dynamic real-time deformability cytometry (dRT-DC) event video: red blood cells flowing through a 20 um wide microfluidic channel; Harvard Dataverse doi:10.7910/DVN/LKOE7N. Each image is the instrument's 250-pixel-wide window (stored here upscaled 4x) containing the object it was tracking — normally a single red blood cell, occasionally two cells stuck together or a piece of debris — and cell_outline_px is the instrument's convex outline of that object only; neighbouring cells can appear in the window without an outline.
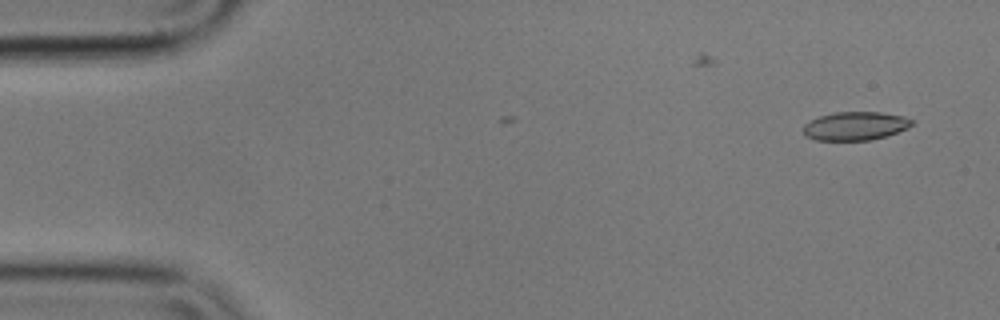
{"species": "common noctule bat (a hibernating species)", "species_latin": "Nyctalus noctula", "temperature_condition": "cold", "stored_images_in_passage": 4, "camera_frame_rate_fps": 3000, "um_per_image_px": 0.085, "animal": {"sex": "male", "body_mass_g": 17.9}, "frame": {"image": 1, "passage_image": 2, "time_ms": 0.333, "image_size_px": [1000, 320], "cell_outline_px": [[912, 124], [908, 128], [872, 140], [816, 140], [804, 136], [804, 124], [820, 116], [836, 112], [880, 112], [904, 116], [912, 120]], "centroid_in_image_um": [72.69, 10.71], "position_along_channel_um": 12.3, "area_um2": 17.86}}